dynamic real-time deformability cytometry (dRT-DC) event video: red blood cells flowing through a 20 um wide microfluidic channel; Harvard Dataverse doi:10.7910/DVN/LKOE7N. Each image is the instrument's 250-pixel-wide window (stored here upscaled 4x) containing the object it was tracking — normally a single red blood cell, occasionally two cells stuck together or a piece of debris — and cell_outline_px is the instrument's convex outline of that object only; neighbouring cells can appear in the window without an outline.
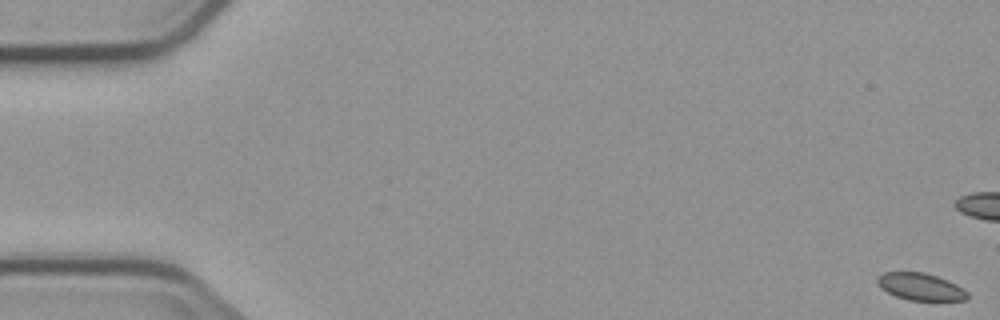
{"species": "common noctule bat (a hibernating species)", "species_latin": "Nyctalus noctula", "temperature_condition": "cold", "stored_images_in_passage": 7, "camera_frame_rate_fps": 3000, "um_per_image_px": 0.085, "animal": {"sex": "male", "body_mass_g": 23.1, "forearm_length_mm": 52.7}, "frame": {"image": 1, "passage_image": 1, "time_ms": 0.0, "image_size_px": [1000, 320], "cell_outline_px": [[968, 300], [908, 300], [896, 296], [880, 288], [876, 284], [876, 276], [884, 272], [924, 272], [948, 280], [964, 288], [968, 292]], "centroid_in_image_um": [78.23, 24.36], "position_along_channel_um": 6.8, "area_um2": 14.39}}
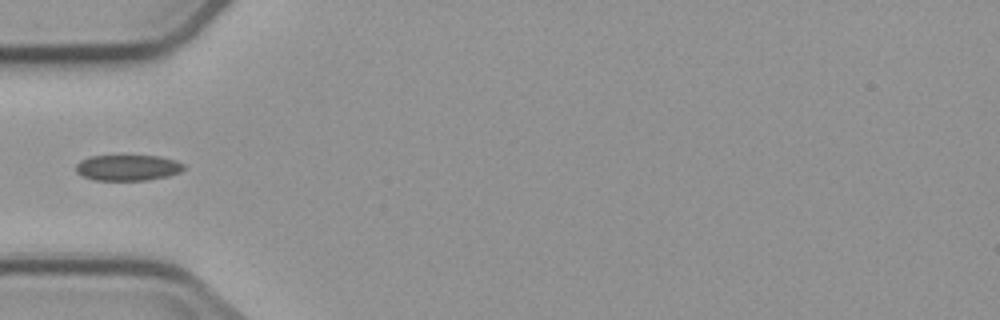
{"frame": {"image": 2, "passage_image": 7, "time_ms": 8.0, "image_size_px": [1000, 320], "cell_outline_px": [[184, 168], [180, 172], [168, 176], [148, 180], [96, 180], [84, 176], [76, 172], [76, 164], [80, 160], [88, 156], [160, 156], [176, 160], [184, 164]], "centroid_in_image_um": [10.87, 14.25], "position_along_channel_um": 74.1, "area_um2": 16.24}}